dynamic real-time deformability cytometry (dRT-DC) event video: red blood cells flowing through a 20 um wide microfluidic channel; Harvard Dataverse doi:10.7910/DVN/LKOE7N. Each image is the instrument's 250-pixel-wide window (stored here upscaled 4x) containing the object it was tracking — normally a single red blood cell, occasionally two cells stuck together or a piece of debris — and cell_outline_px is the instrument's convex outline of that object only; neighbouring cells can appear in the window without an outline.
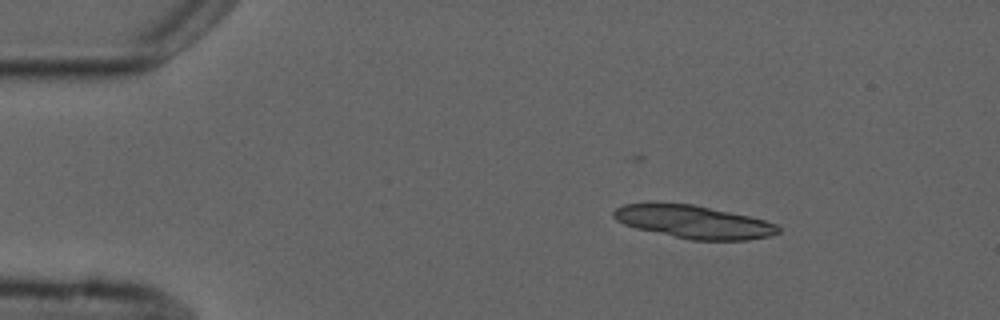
{"species": "common noctule bat (a hibernating species)", "species_latin": "Nyctalus noctula", "temperature_condition": "cold", "stored_images_in_passage": 5, "camera_frame_rate_fps": 3000, "um_per_image_px": 0.085, "animal": {"sex": "male", "forearm_length_mm": 52.5}, "frame": {"image": 1, "passage_image": 1, "time_ms": 0.0, "image_size_px": [1000, 320], "cell_outline_px": [[780, 232], [772, 236], [748, 240], [692, 240], [636, 228], [624, 224], [616, 220], [612, 216], [612, 212], [616, 208], [624, 204], [692, 204], [748, 216], [764, 220], [776, 224], [780, 228]], "centroid_in_image_um": [58.99, 18.88], "position_along_channel_um": 26.0, "area_um2": 31.15}}
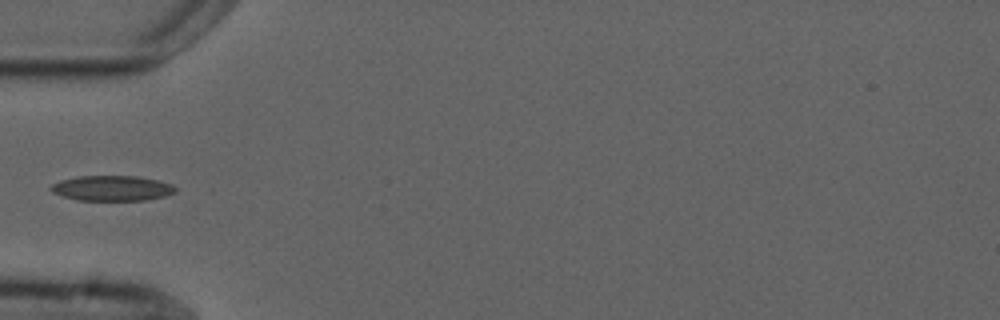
{"frame": {"image": 2, "passage_image": 4, "time_ms": 3.333, "image_size_px": [1000, 320], "cell_outline_px": [[176, 192], [164, 196], [144, 200], [76, 200], [52, 192], [48, 188], [52, 184], [60, 180], [76, 176], [136, 176], [160, 180], [172, 184], [176, 188]], "centroid_in_image_um": [9.51, 15.99], "position_along_channel_um": 75.5, "area_um2": 18.38}}
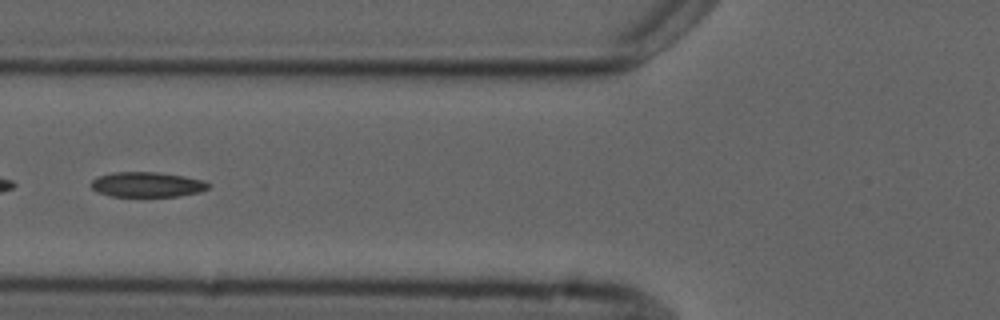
{"frame": {"image": 3, "passage_image": 5, "time_ms": 4.333, "image_size_px": [1000, 320], "cell_outline_px": [[212, 184], [208, 188], [200, 192], [180, 196], [108, 196], [96, 192], [88, 184], [96, 176], [112, 172], [156, 172], [184, 176], [204, 180]], "centroid_in_image_um": [12.47, 15.68], "position_along_channel_um": 113.3, "area_um2": 17.4}}